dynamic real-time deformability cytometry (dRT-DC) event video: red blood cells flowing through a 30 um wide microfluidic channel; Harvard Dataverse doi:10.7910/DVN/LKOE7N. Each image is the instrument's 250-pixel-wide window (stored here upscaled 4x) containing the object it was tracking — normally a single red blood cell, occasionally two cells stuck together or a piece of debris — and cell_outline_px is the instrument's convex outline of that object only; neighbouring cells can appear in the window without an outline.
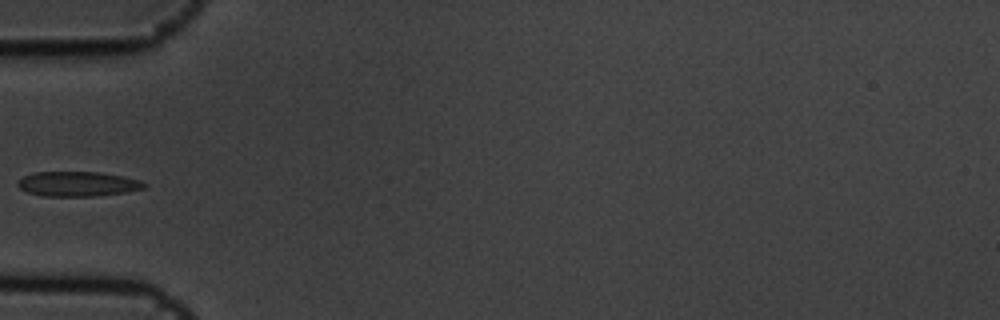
{"species": "common noctule bat (a hibernating species)", "species_latin": "Nyctalus noctula", "temperature_condition": "cold", "stored_images_in_passage": 5, "camera_frame_rate_fps": 3000, "um_per_image_px": 0.085, "animal": {"sex": "male", "body_mass_g": 19.5, "forearm_length_mm": 54.6}, "frame": {"image": 1, "passage_image": 5, "time_ms": 1.333, "image_size_px": [1000, 320], "cell_outline_px": [[148, 184], [144, 188], [124, 192], [92, 196], [44, 196], [28, 192], [20, 188], [16, 184], [24, 176], [36, 172], [100, 172], [124, 176], [140, 180]], "centroid_in_image_um": [6.62, 15.63], "position_along_channel_um": 78.4, "area_um2": 18.15}}